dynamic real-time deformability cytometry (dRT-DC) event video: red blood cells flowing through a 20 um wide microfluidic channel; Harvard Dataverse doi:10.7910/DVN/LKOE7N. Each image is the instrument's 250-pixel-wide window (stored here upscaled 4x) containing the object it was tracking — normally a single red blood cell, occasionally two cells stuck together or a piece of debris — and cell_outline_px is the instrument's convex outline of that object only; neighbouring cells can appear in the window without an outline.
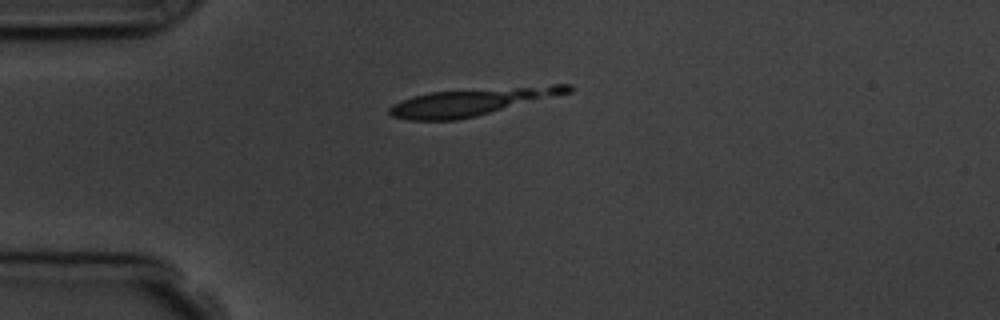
{"species": "common noctule bat (a hibernating species)", "species_latin": "Nyctalus noctula", "temperature_condition": "room temperature", "stored_images_in_passage": 2, "camera_frame_rate_fps": 3000, "um_per_image_px": 0.085, "animal": {"sex": "male", "body_mass_g": 19.5, "forearm_length_mm": 54.6}, "frame": {"image": 1, "passage_image": 1, "time_ms": 0.0, "image_size_px": [1000, 320], "cell_outline_px": [[572, 92], [476, 116], [456, 120], [408, 120], [392, 116], [388, 112], [388, 108], [392, 104], [412, 96], [428, 92], [552, 84], [572, 84]], "centroid_in_image_um": [40.09, 8.64], "position_along_channel_um": 44.9, "area_um2": 28.38}}